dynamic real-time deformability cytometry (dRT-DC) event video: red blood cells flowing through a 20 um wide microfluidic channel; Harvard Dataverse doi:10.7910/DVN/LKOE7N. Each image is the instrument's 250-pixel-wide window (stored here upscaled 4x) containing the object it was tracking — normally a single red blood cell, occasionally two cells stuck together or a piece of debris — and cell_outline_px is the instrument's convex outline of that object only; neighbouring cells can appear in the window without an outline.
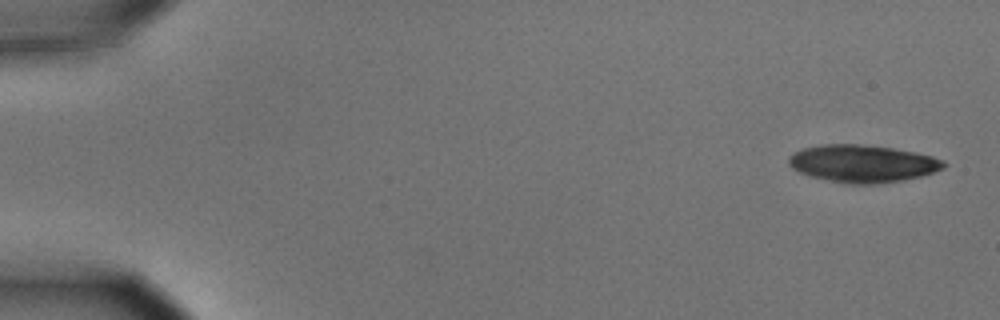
{"species": "common noctule bat (a hibernating species)", "species_latin": "Nyctalus noctula", "temperature_condition": "cold", "stored_images_in_passage": 20, "camera_frame_rate_fps": 3000, "um_per_image_px": 0.085, "animal": {"sex": "male", "body_mass_g": 15.6}, "frame": {"image": 1, "passage_image": 1, "time_ms": 0.0, "image_size_px": [1000, 320], "cell_outline_px": [[948, 164], [944, 168], [920, 176], [900, 180], [876, 184], [848, 184], [812, 176], [800, 172], [792, 168], [788, 164], [788, 156], [804, 148], [820, 144], [856, 144], [892, 148], [932, 156], [944, 160]], "centroid_in_image_um": [73.31, 13.9], "position_along_channel_um": 11.7, "area_um2": 33.47}}